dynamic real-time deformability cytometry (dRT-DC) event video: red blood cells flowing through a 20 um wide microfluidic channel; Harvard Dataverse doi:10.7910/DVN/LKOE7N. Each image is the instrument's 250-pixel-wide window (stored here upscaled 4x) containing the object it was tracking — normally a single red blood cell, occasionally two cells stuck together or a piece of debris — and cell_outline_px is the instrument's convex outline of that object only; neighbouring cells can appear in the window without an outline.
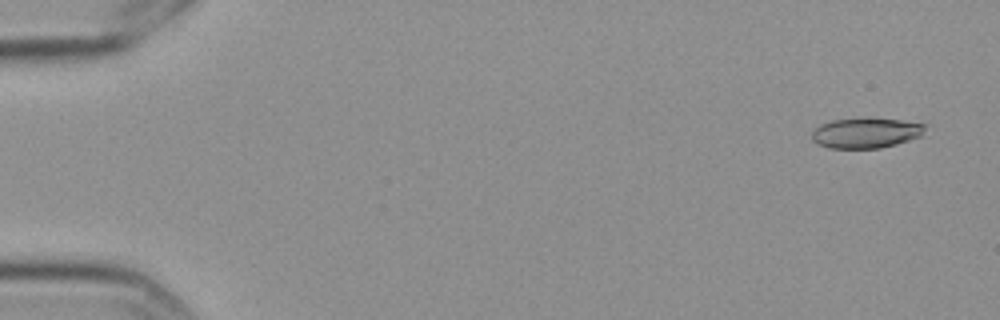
{"species": "Egyptian fruit bat (a non-hibernating species)", "species_latin": "Rousettus aegyptiacus", "temperature_condition": "cold", "stored_images_in_passage": 6, "camera_frame_rate_fps": 3000, "um_per_image_px": 0.085, "frame": {"image": 1, "passage_image": 1, "time_ms": 0.0, "image_size_px": [1000, 320], "cell_outline_px": [[928, 124], [924, 136], [896, 144], [880, 148], [828, 148], [816, 144], [812, 140], [812, 132], [820, 124], [832, 120], [900, 120]], "centroid_in_image_um": [73.65, 11.33], "position_along_channel_um": 11.4, "area_um2": 19.71}}
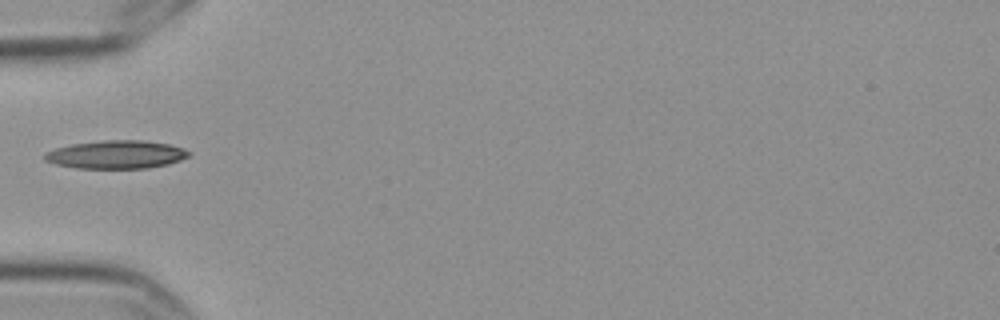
{"frame": {"image": 2, "passage_image": 5, "time_ms": 1.333, "image_size_px": [1000, 320], "cell_outline_px": [[192, 152], [188, 156], [180, 160], [168, 164], [148, 168], [76, 168], [56, 164], [44, 160], [44, 152], [56, 148], [72, 144], [104, 140], [144, 140], [168, 144], [184, 148]], "centroid_in_image_um": [9.89, 13.13], "position_along_channel_um": 75.1, "area_um2": 23.7}}
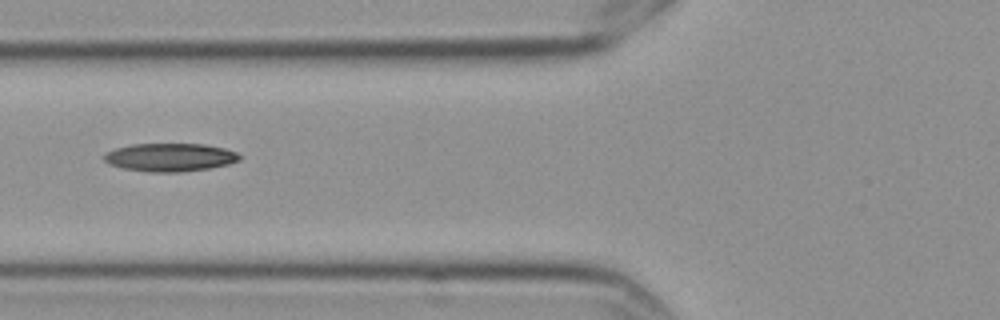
{"frame": {"image": 3, "passage_image": 6, "time_ms": 1.667, "image_size_px": [1000, 320], "cell_outline_px": [[240, 160], [228, 164], [208, 168], [180, 172], [152, 172], [124, 168], [108, 164], [104, 160], [104, 152], [116, 148], [132, 144], [204, 144], [224, 148], [236, 152], [240, 156]], "centroid_in_image_um": [14.43, 13.36], "position_along_channel_um": 111.4, "area_um2": 22.14}}